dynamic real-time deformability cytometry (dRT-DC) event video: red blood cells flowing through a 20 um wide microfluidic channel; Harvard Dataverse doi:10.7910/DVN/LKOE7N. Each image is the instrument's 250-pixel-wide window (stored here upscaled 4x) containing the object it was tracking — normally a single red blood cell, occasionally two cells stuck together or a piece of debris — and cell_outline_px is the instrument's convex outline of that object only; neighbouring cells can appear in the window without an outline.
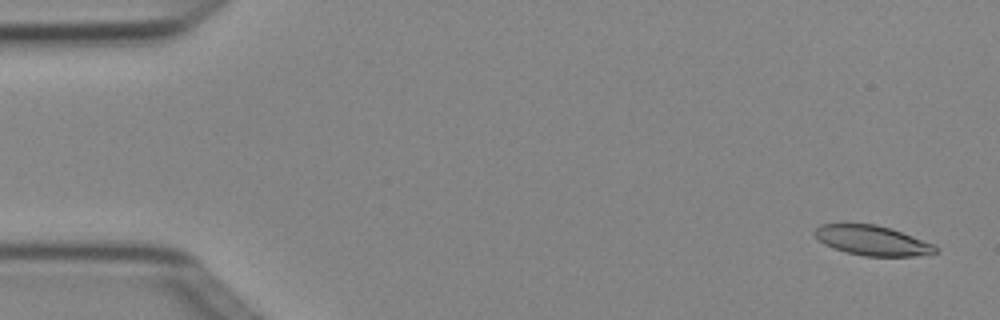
{"species": "Egyptian fruit bat (a non-hibernating species)", "species_latin": "Rousettus aegyptiacus", "temperature_condition": "cold", "stored_images_in_passage": 5, "camera_frame_rate_fps": 3000, "um_per_image_px": 0.085, "animal": {"sex": "female"}, "frame": {"image": 1, "passage_image": 1, "time_ms": 0.0, "image_size_px": [1000, 320], "cell_outline_px": [[936, 252], [916, 256], [864, 256], [832, 248], [824, 244], [812, 232], [820, 224], [876, 224], [936, 244]], "centroid_in_image_um": [74.13, 20.44], "position_along_channel_um": 10.9, "area_um2": 20.75}}
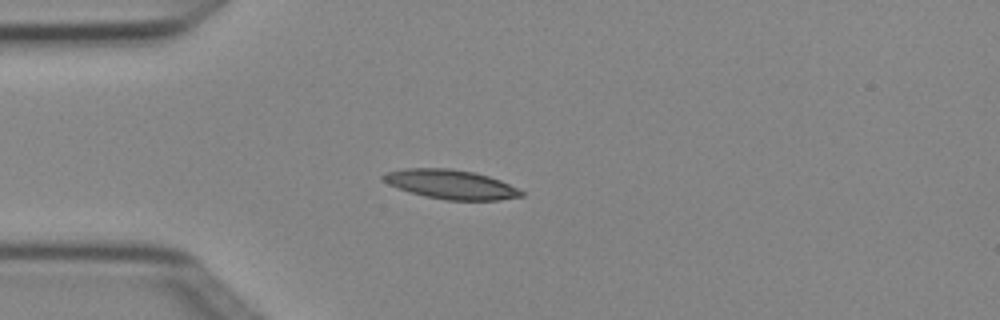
{"frame": {"image": 2, "passage_image": 4, "time_ms": 1.0, "image_size_px": [1000, 320], "cell_outline_px": [[524, 196], [500, 200], [448, 200], [424, 196], [408, 192], [388, 184], [380, 180], [380, 176], [384, 172], [404, 168], [452, 168], [476, 172], [500, 180], [524, 192]], "centroid_in_image_um": [38.27, 15.66], "position_along_channel_um": 46.7, "area_um2": 23.81}}